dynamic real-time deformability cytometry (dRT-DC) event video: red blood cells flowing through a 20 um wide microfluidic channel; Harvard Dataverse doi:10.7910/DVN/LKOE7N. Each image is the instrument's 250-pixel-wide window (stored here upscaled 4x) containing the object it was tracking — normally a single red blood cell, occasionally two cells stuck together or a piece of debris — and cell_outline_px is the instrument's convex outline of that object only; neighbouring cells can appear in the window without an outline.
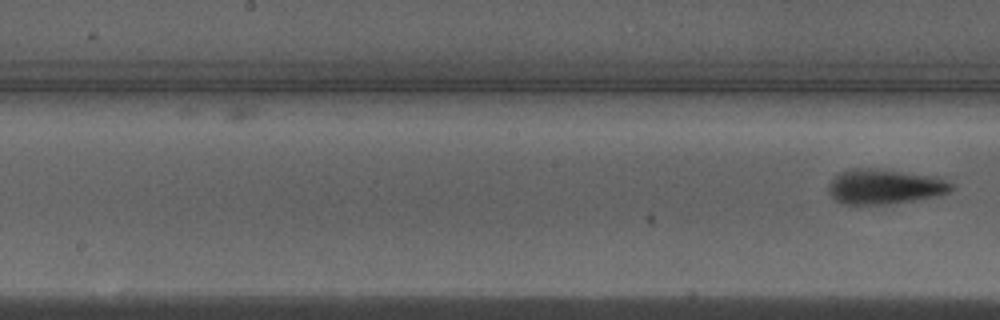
{"species": "Egyptian fruit bat (a non-hibernating species)", "species_latin": "Rousettus aegyptiacus", "temperature_condition": "warm", "stored_images_in_passage": 17, "camera_frame_rate_fps": 3000, "um_per_image_px": 0.085, "animal": {"sex": "male"}, "frame": {"image": 1, "passage_image": 17, "time_ms": 5.333, "image_size_px": [1000, 320], "cell_outline_px": [[956, 188], [940, 196], [892, 204], [856, 208], [840, 204], [832, 200], [828, 192], [828, 184], [832, 176], [840, 172], [852, 168], [872, 168], [944, 176]], "centroid_in_image_um": [75.17, 15.9], "position_along_channel_um": 173.0, "area_um2": 26.76}}